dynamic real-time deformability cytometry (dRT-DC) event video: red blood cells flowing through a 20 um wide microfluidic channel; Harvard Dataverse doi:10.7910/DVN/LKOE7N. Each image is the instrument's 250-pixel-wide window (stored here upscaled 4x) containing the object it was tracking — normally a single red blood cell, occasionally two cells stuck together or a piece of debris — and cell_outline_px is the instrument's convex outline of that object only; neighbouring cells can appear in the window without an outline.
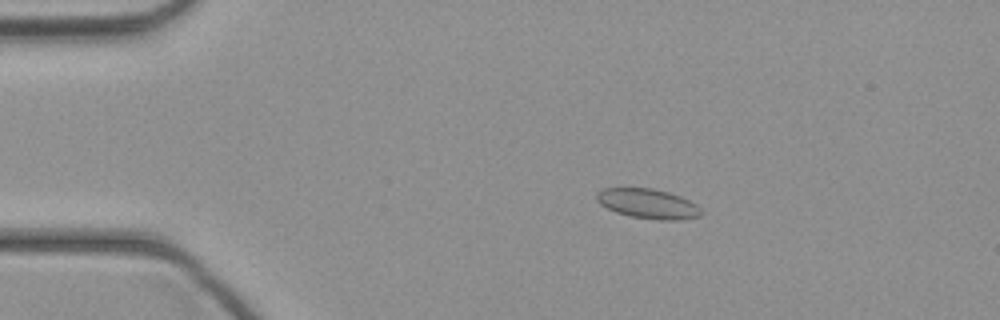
{"species": "common noctule bat (a hibernating species)", "species_latin": "Nyctalus noctula", "temperature_condition": "cold", "stored_images_in_passage": 45, "camera_frame_rate_fps": 3000, "um_per_image_px": 0.085, "animal": {"sex": "female", "body_mass_g": 21.9}, "frame": {"image": 1, "passage_image": 9, "time_ms": 2.667, "image_size_px": [1000, 320], "cell_outline_px": [[700, 216], [680, 220], [660, 220], [632, 216], [616, 212], [600, 204], [596, 200], [596, 192], [604, 188], [652, 188], [668, 192], [680, 196], [696, 204], [700, 208]], "centroid_in_image_um": [55.06, 17.31], "position_along_channel_um": 29.9, "area_um2": 17.98}}
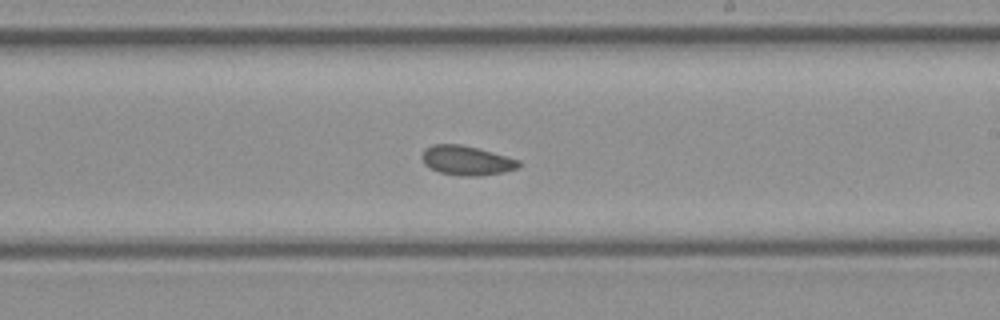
{"frame": {"image": 2, "passage_image": 27, "time_ms": 8.667, "image_size_px": [1000, 320], "cell_outline_px": [[520, 164], [516, 168], [504, 172], [480, 176], [460, 176], [440, 172], [424, 164], [420, 156], [424, 148], [432, 144], [460, 144], [492, 152], [520, 160]], "centroid_in_image_um": [39.62, 13.64], "position_along_channel_um": 249.4, "area_um2": 16.59}}
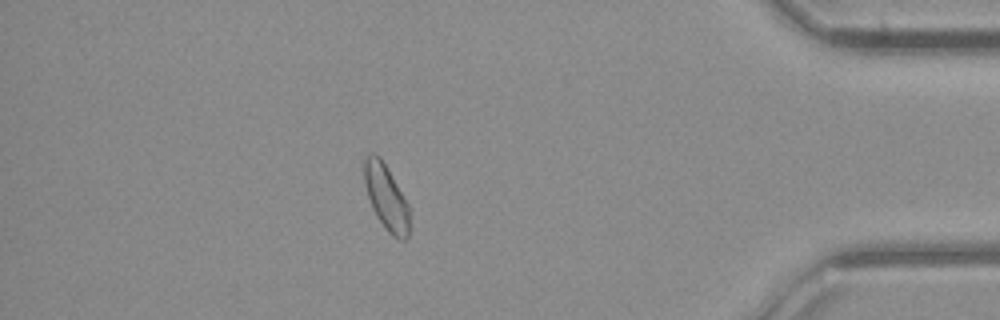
{"frame": {"image": 3, "passage_image": 40, "time_ms": 13.0, "image_size_px": [1000, 320], "cell_outline_px": [[408, 236], [404, 240], [400, 240], [392, 236], [388, 232], [376, 216], [372, 208], [364, 184], [364, 160], [372, 152], [380, 156], [408, 204]], "centroid_in_image_um": [32.8, 16.77], "position_along_channel_um": 402.4, "area_um2": 16.88}}